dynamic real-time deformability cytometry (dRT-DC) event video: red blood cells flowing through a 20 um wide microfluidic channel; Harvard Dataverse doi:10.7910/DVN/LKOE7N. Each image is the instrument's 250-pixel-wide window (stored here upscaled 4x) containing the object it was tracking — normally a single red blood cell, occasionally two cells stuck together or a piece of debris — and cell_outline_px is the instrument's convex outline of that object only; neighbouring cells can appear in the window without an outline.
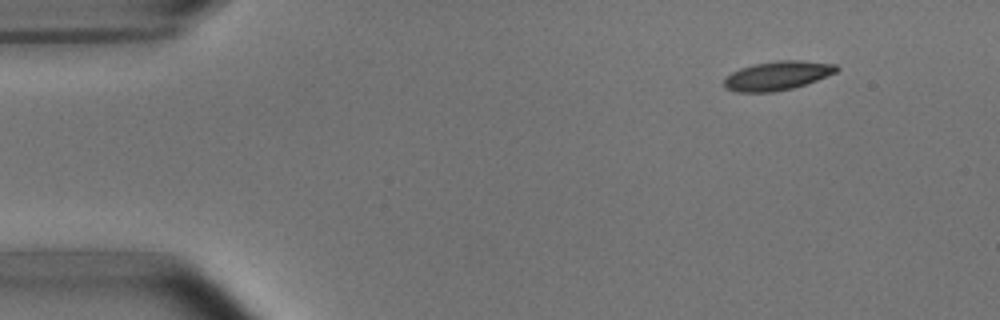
{"species": "common noctule bat (a hibernating species)", "species_latin": "Nyctalus noctula", "temperature_condition": "room temperature", "stored_images_in_passage": 5, "camera_frame_rate_fps": 3000, "um_per_image_px": 0.085, "animal": {"sex": "male", "body_mass_g": 15.6}, "frame": {"image": 1, "passage_image": 5, "time_ms": 5.667, "image_size_px": [1000, 320], "cell_outline_px": [[840, 68], [836, 72], [816, 80], [792, 88], [776, 92], [736, 92], [724, 88], [724, 76], [740, 68], [752, 64], [776, 60], [800, 60], [836, 64]], "centroid_in_image_um": [66.03, 6.42], "position_along_channel_um": 19.0, "area_um2": 19.13}}